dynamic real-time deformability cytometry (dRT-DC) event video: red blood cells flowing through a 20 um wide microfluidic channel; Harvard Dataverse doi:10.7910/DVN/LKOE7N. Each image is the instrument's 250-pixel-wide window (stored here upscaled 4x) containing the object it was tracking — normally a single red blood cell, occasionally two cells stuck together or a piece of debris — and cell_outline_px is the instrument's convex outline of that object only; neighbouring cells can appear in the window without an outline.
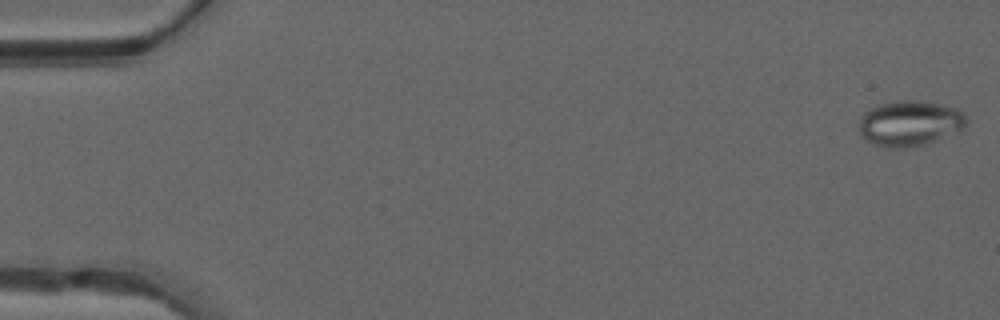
{"species": "common noctule bat (a hibernating species)", "species_latin": "Nyctalus noctula", "temperature_condition": "warm", "stored_images_in_passage": 24, "camera_frame_rate_fps": 3000, "um_per_image_px": 0.085, "animal": {"sex": "male", "forearm_length_mm": 52.5}, "frame": {"image": 1, "passage_image": 1, "time_ms": 0.0, "image_size_px": [1000, 320], "cell_outline_px": [[968, 124], [964, 132], [924, 144], [904, 148], [884, 148], [860, 136], [860, 116], [868, 108], [876, 104], [896, 100], [916, 100], [940, 104], [956, 108], [964, 112], [968, 116]], "centroid_in_image_um": [77.4, 10.48], "position_along_channel_um": 7.6, "area_um2": 29.3}}
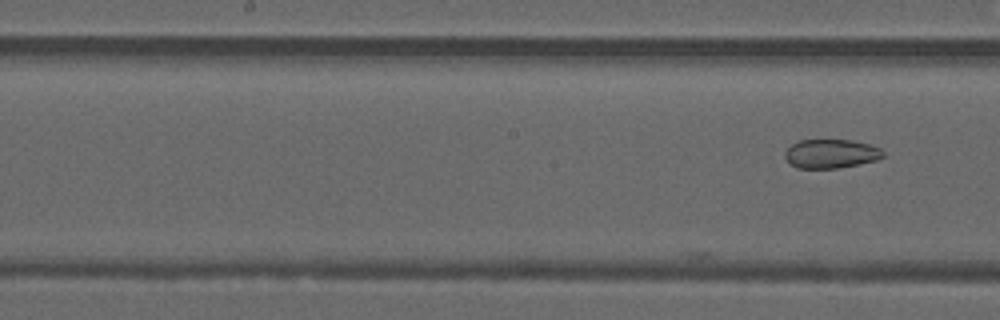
{"frame": {"image": 2, "passage_image": 24, "time_ms": 7.667, "image_size_px": [1000, 320], "cell_outline_px": [[884, 156], [880, 160], [836, 168], [796, 168], [784, 156], [784, 152], [792, 144], [800, 140], [852, 140], [868, 144], [880, 148], [884, 152]], "centroid_in_image_um": [70.66, 13.06], "position_along_channel_um": 177.5, "area_um2": 16.53}}